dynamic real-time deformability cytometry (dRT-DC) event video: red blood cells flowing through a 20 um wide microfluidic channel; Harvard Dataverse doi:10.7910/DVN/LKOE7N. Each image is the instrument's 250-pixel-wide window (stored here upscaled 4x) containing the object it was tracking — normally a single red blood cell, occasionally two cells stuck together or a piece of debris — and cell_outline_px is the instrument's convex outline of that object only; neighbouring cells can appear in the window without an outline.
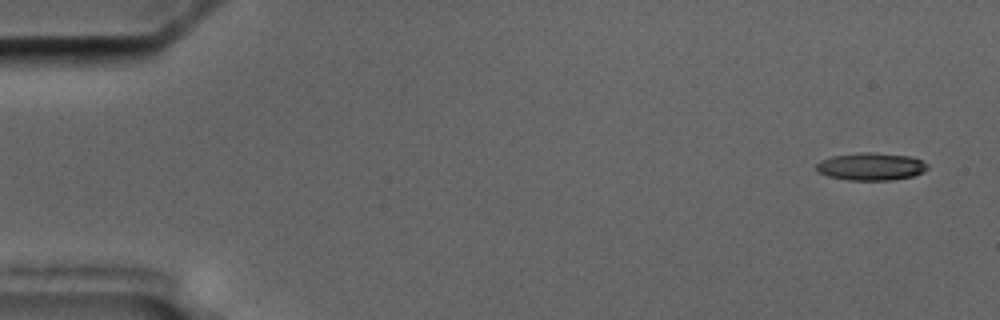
{"species": "common noctule bat (a hibernating species)", "species_latin": "Nyctalus noctula", "temperature_condition": "cold", "stored_images_in_passage": 6, "camera_frame_rate_fps": 3000, "um_per_image_px": 0.085, "animal": {"sex": "male", "body_mass_g": 17.5, "forearm_length_mm": 52.3}, "frame": {"image": 1, "passage_image": 1, "time_ms": 0.0, "image_size_px": [1000, 320], "cell_outline_px": [[928, 168], [924, 172], [912, 176], [892, 180], [848, 180], [828, 176], [816, 172], [816, 164], [820, 160], [832, 156], [860, 152], [872, 152], [912, 156], [928, 164]], "centroid_in_image_um": [74.02, 14.15], "position_along_channel_um": 11.0, "area_um2": 18.03}}
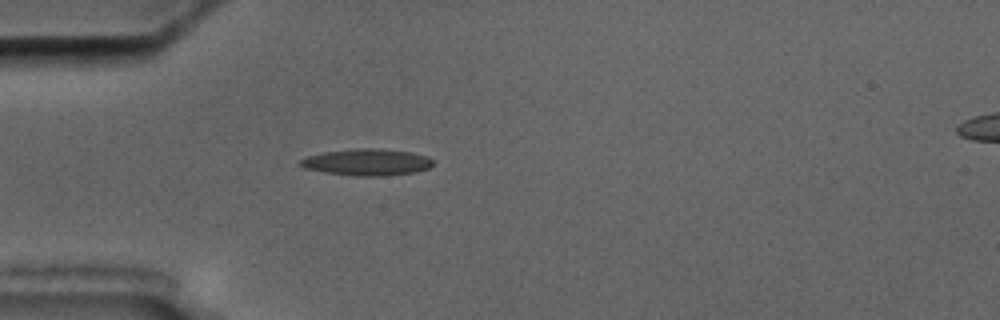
{"frame": {"image": 2, "passage_image": 5, "time_ms": 4.667, "image_size_px": [1000, 320], "cell_outline_px": [[432, 164], [428, 168], [416, 172], [380, 176], [356, 176], [324, 172], [304, 168], [296, 164], [300, 160], [308, 156], [324, 152], [356, 148], [376, 148], [412, 152], [428, 156], [432, 160]], "centroid_in_image_um": [31.17, 13.78], "position_along_channel_um": 53.8, "area_um2": 20.63}}